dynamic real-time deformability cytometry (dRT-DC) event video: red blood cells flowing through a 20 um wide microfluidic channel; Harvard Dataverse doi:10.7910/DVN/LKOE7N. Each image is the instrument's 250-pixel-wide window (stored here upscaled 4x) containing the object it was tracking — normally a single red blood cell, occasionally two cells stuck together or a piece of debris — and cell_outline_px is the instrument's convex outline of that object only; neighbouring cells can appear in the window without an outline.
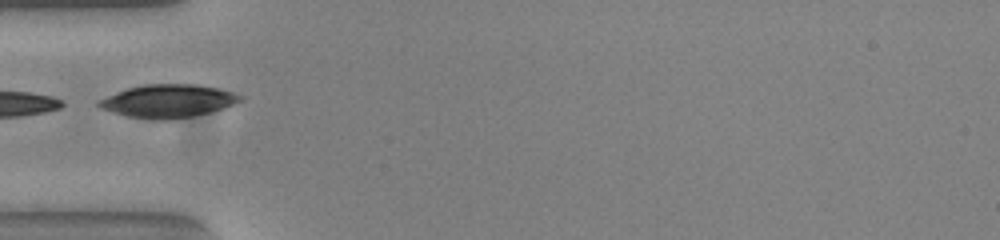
{"species": "common noctule bat (a hibernating species)", "species_latin": "Nyctalus noctula", "temperature_condition": "warm", "stored_images_in_passage": 23, "camera_frame_rate_fps": 3000, "um_per_image_px": 0.085, "animal": {"sex": "female", "body_mass_g": 23.0, "forearm_length_mm": 53.4}, "frame": {"image": 1, "passage_image": 1, "time_ms": 0.0, "image_size_px": [1000, 240], "cell_outline_px": [[244, 100], [208, 112], [192, 116], [172, 120], [148, 120], [128, 116], [112, 112], [100, 108], [96, 104], [96, 100], [116, 92], [128, 88], [144, 84], [196, 84], [220, 88], [244, 96]], "centroid_in_image_um": [14.25, 8.58], "position_along_channel_um": 70.8, "area_um2": 27.4}}